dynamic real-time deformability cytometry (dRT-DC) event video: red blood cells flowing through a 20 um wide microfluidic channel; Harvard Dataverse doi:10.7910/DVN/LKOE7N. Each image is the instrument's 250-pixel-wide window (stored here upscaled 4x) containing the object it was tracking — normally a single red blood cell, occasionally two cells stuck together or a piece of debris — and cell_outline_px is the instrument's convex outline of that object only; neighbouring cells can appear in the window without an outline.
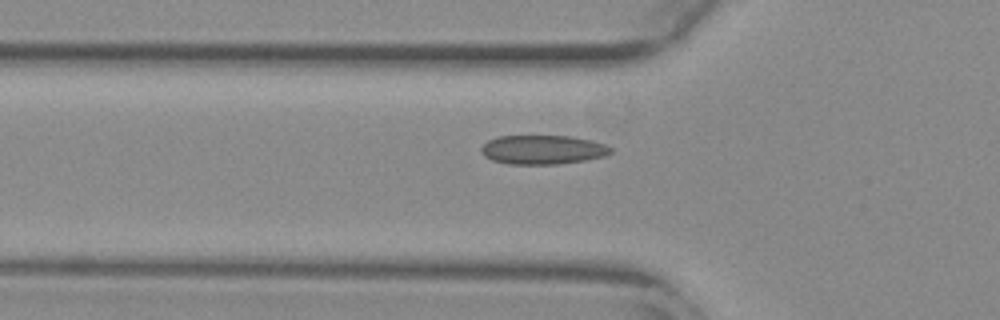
{"species": "common noctule bat (a hibernating species)", "species_latin": "Nyctalus noctula", "temperature_condition": "warm", "stored_images_in_passage": 39, "camera_frame_rate_fps": 3000, "um_per_image_px": 0.085, "animal": {"sex": "female", "body_mass_g": 29.2, "forearm_length_mm": 56.3}, "frame": {"image": 1, "passage_image": 6, "time_ms": 1.667, "image_size_px": [1000, 320], "cell_outline_px": [[612, 152], [604, 156], [584, 160], [560, 164], [508, 164], [492, 160], [484, 156], [480, 152], [480, 148], [488, 140], [496, 136], [572, 136], [592, 140], [604, 144], [612, 148]], "centroid_in_image_um": [46.11, 12.72], "position_along_channel_um": 79.7, "area_um2": 22.08}}
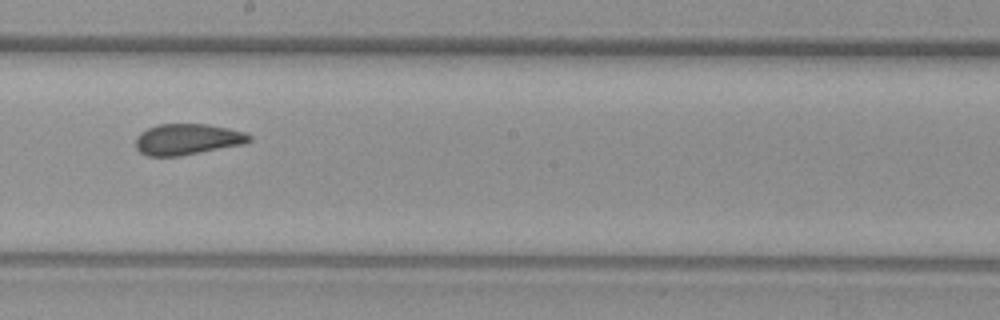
{"frame": {"image": 2, "passage_image": 18, "time_ms": 5.667, "image_size_px": [1000, 320], "cell_outline_px": [[252, 140], [244, 144], [180, 156], [148, 156], [140, 152], [136, 148], [136, 136], [140, 132], [156, 124], [208, 124], [228, 128], [244, 132], [252, 136]], "centroid_in_image_um": [15.92, 11.84], "position_along_channel_um": 232.3, "area_um2": 20.63}}
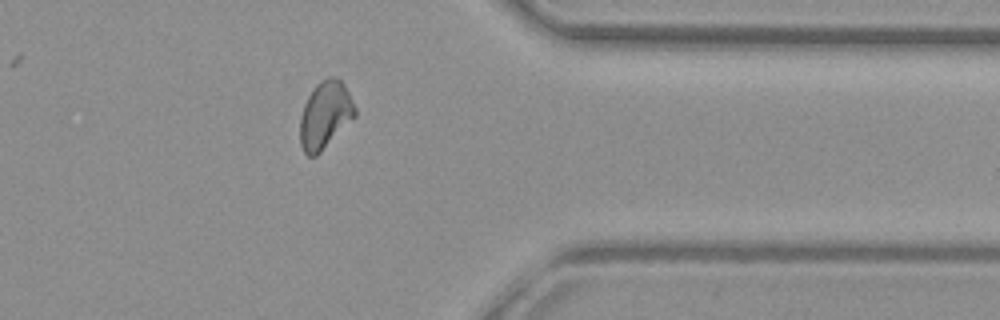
{"frame": {"image": 3, "passage_image": 31, "time_ms": 10.0, "image_size_px": [1000, 320], "cell_outline_px": [[356, 116], [316, 156], [308, 156], [304, 152], [300, 144], [300, 116], [304, 104], [308, 96], [316, 84], [328, 76], [336, 76], [344, 84], [356, 108]], "centroid_in_image_um": [27.63, 9.76], "position_along_channel_um": 383.8, "area_um2": 21.5}, "authors_computed_cell_mechanics": {"area_um2": 20.9814, "velocity_mm_per_s": 3.7981, "shape_relaxation_time_tau1_ms": null, "shape_relaxation_time_tau2_ms": 1.3776, "deformation_change_tau1": null, "deformation_change_tau2": 0.0649}}